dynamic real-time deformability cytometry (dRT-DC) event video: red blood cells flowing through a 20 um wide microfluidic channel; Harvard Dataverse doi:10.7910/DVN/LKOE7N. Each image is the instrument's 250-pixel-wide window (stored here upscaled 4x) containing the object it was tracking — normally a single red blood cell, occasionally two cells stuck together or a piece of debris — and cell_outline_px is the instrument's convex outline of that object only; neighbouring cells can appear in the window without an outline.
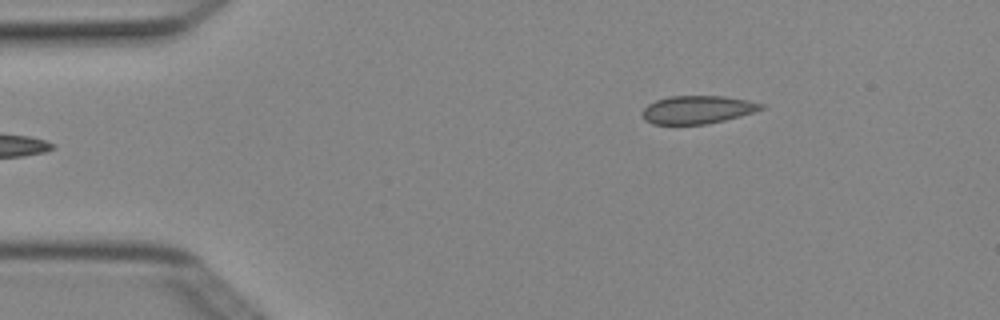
{"species": "Egyptian fruit bat (a non-hibernating species)", "species_latin": "Rousettus aegyptiacus", "temperature_condition": "cold", "stored_images_in_passage": 4, "camera_frame_rate_fps": 3000, "um_per_image_px": 0.085, "animal": {"sex": "female"}, "frame": {"image": 1, "passage_image": 4, "time_ms": 1.0, "image_size_px": [1000, 320], "cell_outline_px": [[768, 108], [740, 116], [724, 120], [704, 124], [652, 124], [644, 120], [640, 112], [648, 104], [656, 100], [668, 96], [724, 96], [748, 100], [768, 104]], "centroid_in_image_um": [59.32, 9.31], "position_along_channel_um": 25.7, "area_um2": 19.71}}